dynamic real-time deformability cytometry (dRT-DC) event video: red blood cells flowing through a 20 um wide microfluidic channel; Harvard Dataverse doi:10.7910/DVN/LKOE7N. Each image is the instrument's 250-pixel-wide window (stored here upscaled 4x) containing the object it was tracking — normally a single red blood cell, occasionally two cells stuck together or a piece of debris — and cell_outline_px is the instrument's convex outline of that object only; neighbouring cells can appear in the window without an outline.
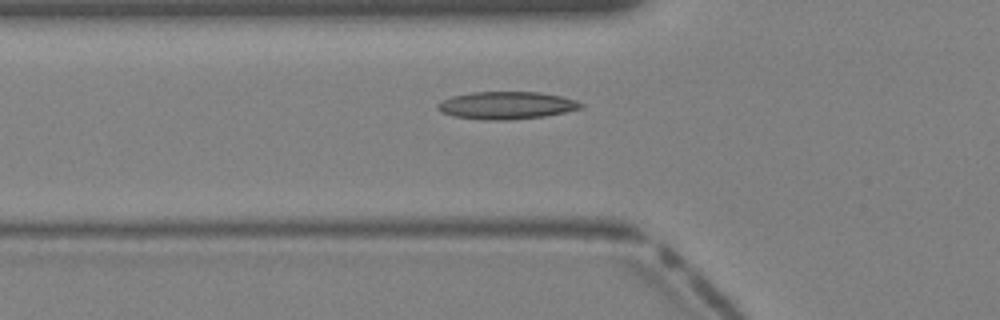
{"species": "Egyptian fruit bat (a non-hibernating species)", "species_latin": "Rousettus aegyptiacus", "temperature_condition": "warm", "stored_images_in_passage": 30, "camera_frame_rate_fps": 3000, "um_per_image_px": 0.085, "animal": {"sex": "female"}, "frame": {"image": 1, "passage_image": 4, "time_ms": 1.0, "image_size_px": [1000, 320], "cell_outline_px": [[584, 104], [580, 108], [564, 112], [544, 116], [512, 120], [484, 120], [452, 116], [440, 112], [436, 104], [452, 96], [472, 92], [540, 92], [560, 96], [576, 100]], "centroid_in_image_um": [43.03, 8.96], "position_along_channel_um": 82.8, "area_um2": 22.95}}
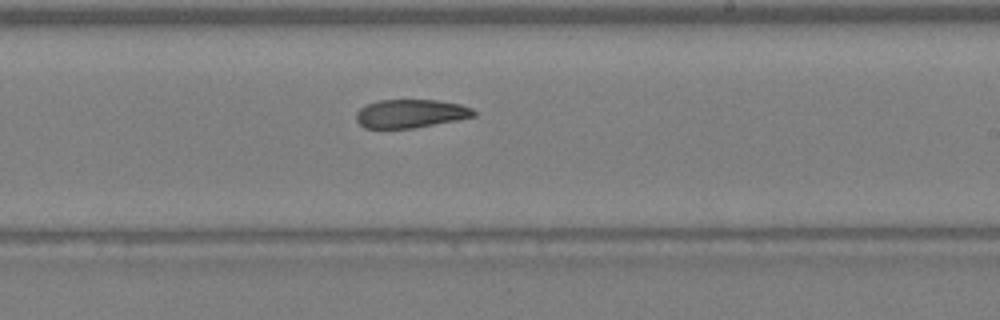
{"frame": {"image": 2, "passage_image": 14, "time_ms": 4.333, "image_size_px": [1000, 320], "cell_outline_px": [[476, 116], [416, 128], [364, 128], [356, 120], [356, 112], [364, 104], [380, 100], [436, 100], [460, 104], [472, 108], [476, 112]], "centroid_in_image_um": [34.89, 9.65], "position_along_channel_um": 254.1, "area_um2": 19.59}}
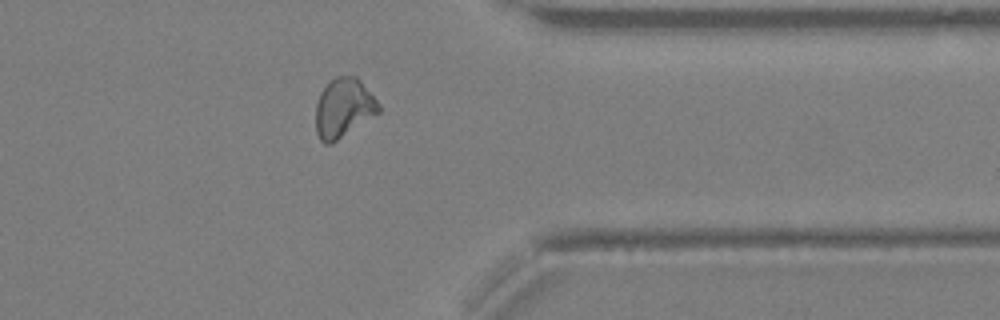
{"frame": {"image": 3, "passage_image": 22, "time_ms": 7.0, "image_size_px": [1000, 320], "cell_outline_px": [[380, 112], [332, 144], [324, 144], [320, 140], [316, 132], [316, 104], [320, 92], [336, 76], [356, 76], [360, 80], [380, 104]], "centroid_in_image_um": [29.2, 9.2], "position_along_channel_um": 382.2, "area_um2": 21.68}}